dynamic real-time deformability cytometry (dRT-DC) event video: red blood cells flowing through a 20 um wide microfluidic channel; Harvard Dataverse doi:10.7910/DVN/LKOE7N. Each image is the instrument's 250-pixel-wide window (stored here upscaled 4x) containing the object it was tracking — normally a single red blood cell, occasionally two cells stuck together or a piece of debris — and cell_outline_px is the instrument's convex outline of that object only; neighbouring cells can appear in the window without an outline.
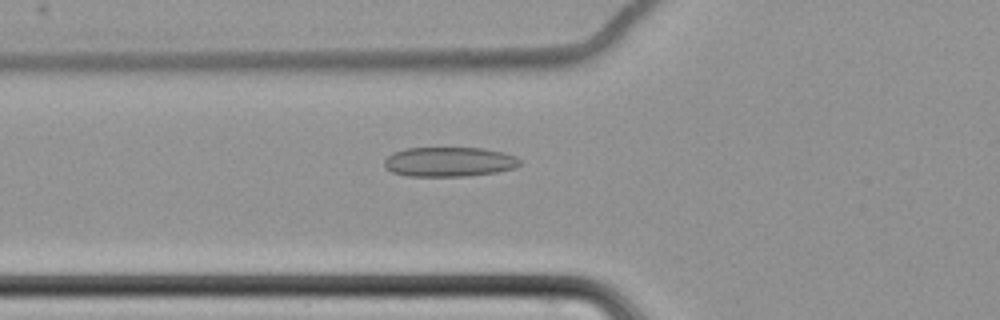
{"species": "common noctule bat (a hibernating species)", "species_latin": "Nyctalus noctula", "temperature_condition": "cold", "stored_images_in_passage": 61, "camera_frame_rate_fps": 3000, "um_per_image_px": 0.085, "animal": {"sex": "female", "body_mass_g": 22.7, "forearm_length_mm": 54.2}, "frame": {"image": 1, "passage_image": 24, "time_ms": 7.667, "image_size_px": [1000, 320], "cell_outline_px": [[520, 164], [516, 168], [496, 172], [468, 176], [408, 176], [392, 172], [384, 168], [384, 160], [392, 152], [404, 148], [480, 148], [504, 152], [516, 156], [520, 160]], "centroid_in_image_um": [38.16, 13.75], "position_along_channel_um": 87.6, "area_um2": 23.58}}
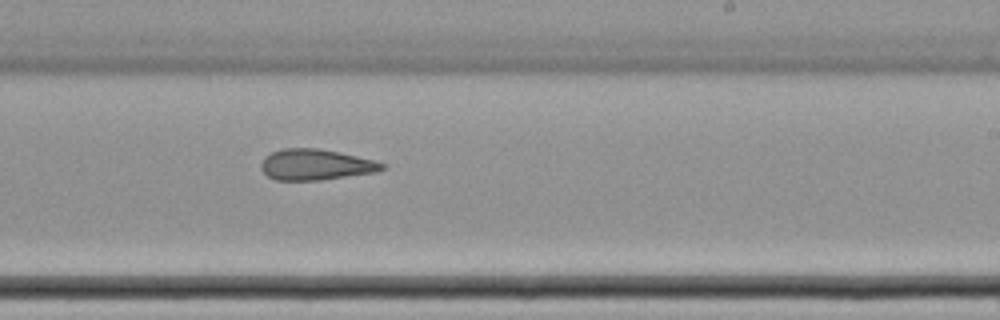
{"frame": {"image": 2, "passage_image": 39, "time_ms": 12.667, "image_size_px": [1000, 320], "cell_outline_px": [[388, 168], [376, 172], [320, 180], [276, 180], [268, 176], [260, 168], [260, 164], [264, 156], [272, 152], [284, 148], [316, 148], [340, 152], [376, 160], [388, 164]], "centroid_in_image_um": [26.88, 13.99], "position_along_channel_um": 262.1, "area_um2": 22.02}}
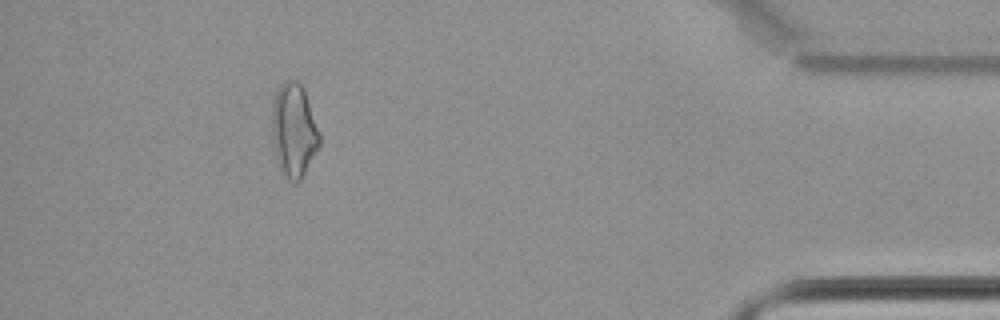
{"frame": {"image": 3, "passage_image": 56, "time_ms": 18.333, "image_size_px": [1000, 320], "cell_outline_px": [[320, 144], [300, 180], [296, 184], [288, 180], [280, 172], [276, 156], [272, 136], [272, 104], [276, 92], [280, 84], [284, 80], [296, 80], [304, 88], [320, 132]], "centroid_in_image_um": [24.97, 11.07], "position_along_channel_um": 410.2, "area_um2": 26.07}, "authors_computed_cell_mechanics": {"area_um2": 24.2182, "velocity_mm_per_s": 3.4849, "shape_relaxation_time_tau1_ms": 6.5968, "shape_relaxation_time_tau2_ms": 3.2359, "deformation_change_tau1": 0.1032, "deformation_change_tau2": 0.1259}}